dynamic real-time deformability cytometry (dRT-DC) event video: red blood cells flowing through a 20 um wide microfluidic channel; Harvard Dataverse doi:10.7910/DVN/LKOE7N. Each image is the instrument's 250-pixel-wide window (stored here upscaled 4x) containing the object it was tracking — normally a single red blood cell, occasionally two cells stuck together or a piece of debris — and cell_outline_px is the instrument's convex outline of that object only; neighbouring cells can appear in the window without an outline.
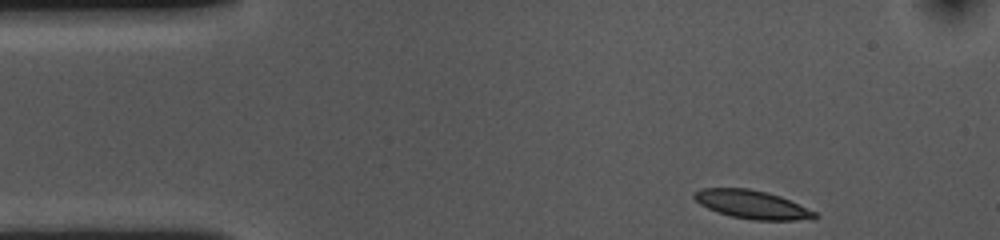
{"species": "common noctule bat (a hibernating species)", "species_latin": "Nyctalus noctula", "temperature_condition": "cold", "stored_images_in_passage": 40, "camera_frame_rate_fps": 3000, "um_per_image_px": 0.085, "animal": {"sex": "female", "body_mass_g": 10.0, "forearm_length_mm": 53.1}, "frame": {"image": 1, "passage_image": 1, "time_ms": 0.0, "image_size_px": [1000, 240], "cell_outline_px": [[820, 216], [816, 220], [752, 220], [732, 216], [708, 208], [700, 204], [692, 196], [692, 192], [700, 188], [748, 188], [768, 192], [780, 196], [816, 212]], "centroid_in_image_um": [63.95, 17.38], "position_along_channel_um": 21.0, "area_um2": 20.06}}
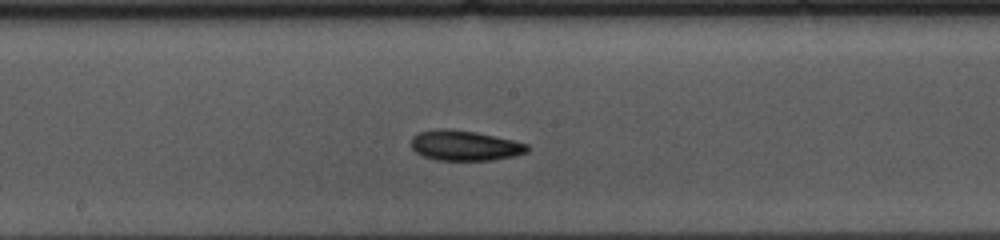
{"frame": {"image": 2, "passage_image": 22, "time_ms": 7.0, "image_size_px": [1000, 240], "cell_outline_px": [[528, 152], [516, 156], [488, 160], [436, 160], [424, 156], [416, 152], [412, 148], [412, 136], [420, 132], [440, 128], [448, 128], [476, 132], [512, 140], [528, 144]], "centroid_in_image_um": [39.51, 12.37], "position_along_channel_um": 208.7, "area_um2": 20.35}}
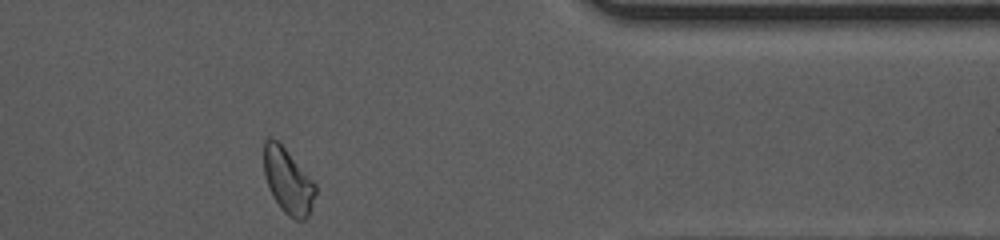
{"frame": {"image": 3, "passage_image": 39, "time_ms": 12.667, "image_size_px": [1000, 240], "cell_outline_px": [[316, 192], [312, 208], [308, 216], [304, 220], [296, 220], [288, 216], [280, 208], [264, 176], [264, 140], [268, 136], [272, 136], [284, 148], [316, 184]], "centroid_in_image_um": [24.48, 15.39], "position_along_channel_um": 386.9, "area_um2": 19.36}, "authors_computed_cell_mechanics": {"area_um2": 20.1433, "velocity_mm_per_s": 3.5685, "shape_relaxation_time_tau1_ms": 4.0893, "shape_relaxation_time_tau2_ms": null, "deformation_change_tau1": 0.0992, "deformation_change_tau2": null}}